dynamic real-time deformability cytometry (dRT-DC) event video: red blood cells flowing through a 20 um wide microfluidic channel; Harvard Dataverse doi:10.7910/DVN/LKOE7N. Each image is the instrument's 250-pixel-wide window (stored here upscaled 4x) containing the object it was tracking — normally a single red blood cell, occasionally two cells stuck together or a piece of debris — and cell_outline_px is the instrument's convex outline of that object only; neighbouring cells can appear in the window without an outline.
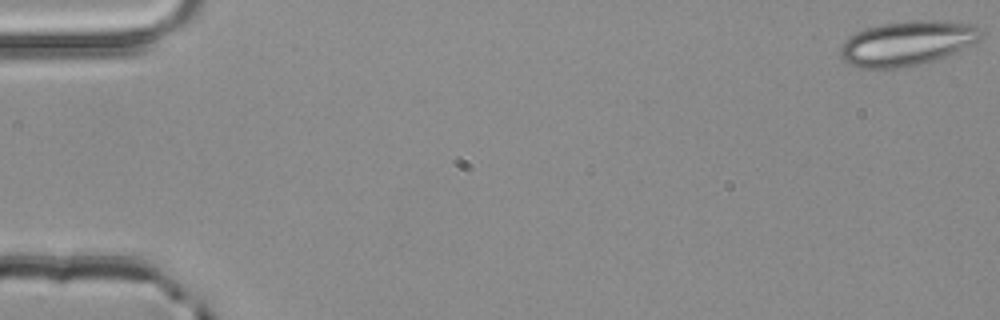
{"species": "common noctule bat (a hibernating species)", "species_latin": "Nyctalus noctula", "temperature_condition": "room temperature", "stored_images_in_passage": 5, "segment_of_instrument_passage": [1, 2], "camera_frame_rate_fps": 3000, "um_per_image_px": 0.085, "animal": {"sex": "male", "body_mass_g": 20.4}, "frame": {"image": 1, "passage_image": 1, "time_ms": 0.0, "image_size_px": [1000, 320], "cell_outline_px": [[984, 32], [980, 40], [952, 56], [920, 64], [900, 68], [860, 68], [848, 64], [840, 56], [840, 44], [848, 36], [864, 28], [880, 24], [916, 20], [940, 20], [976, 24]], "centroid_in_image_um": [77.16, 3.67], "position_along_channel_um": 7.8, "area_um2": 37.45}}
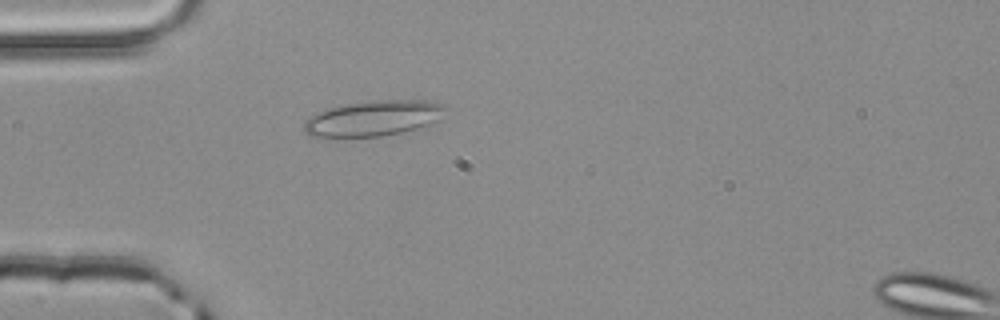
{"frame": {"image": 2, "passage_image": 4, "time_ms": 1.0, "image_size_px": [1000, 320], "cell_outline_px": [[448, 108], [440, 120], [416, 128], [400, 132], [380, 136], [308, 136], [304, 132], [304, 124], [316, 112], [328, 108], [376, 100], [420, 100], [448, 104]], "centroid_in_image_um": [31.81, 10.04], "position_along_channel_um": 53.2, "area_um2": 28.84}}